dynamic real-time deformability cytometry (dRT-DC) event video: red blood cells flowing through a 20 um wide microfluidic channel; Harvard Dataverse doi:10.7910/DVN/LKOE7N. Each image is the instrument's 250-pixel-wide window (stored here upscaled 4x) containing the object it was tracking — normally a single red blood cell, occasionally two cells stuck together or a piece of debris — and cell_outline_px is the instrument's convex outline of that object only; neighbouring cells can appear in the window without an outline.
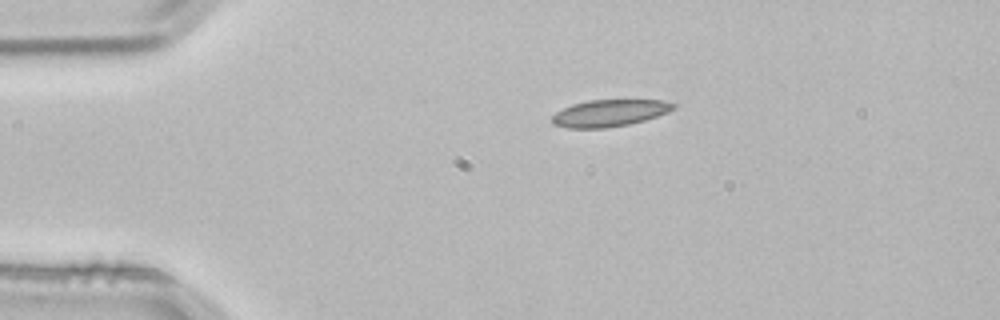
{"species": "common noctule bat (a hibernating species)", "species_latin": "Nyctalus noctula", "temperature_condition": "room temperature", "stored_images_in_passage": 2, "camera_frame_rate_fps": 3000, "um_per_image_px": 0.085, "animal": {"sex": "male", "body_mass_g": 21.5, "forearm_length_mm": 52.0}, "frame": {"image": 1, "passage_image": 1, "time_ms": 0.0, "image_size_px": [1000, 320], "cell_outline_px": [[676, 108], [668, 112], [644, 120], [628, 124], [604, 128], [568, 128], [552, 124], [552, 116], [556, 112], [572, 104], [588, 100], [660, 100], [676, 104]], "centroid_in_image_um": [51.79, 9.61], "position_along_channel_um": 33.2, "area_um2": 18.9}}